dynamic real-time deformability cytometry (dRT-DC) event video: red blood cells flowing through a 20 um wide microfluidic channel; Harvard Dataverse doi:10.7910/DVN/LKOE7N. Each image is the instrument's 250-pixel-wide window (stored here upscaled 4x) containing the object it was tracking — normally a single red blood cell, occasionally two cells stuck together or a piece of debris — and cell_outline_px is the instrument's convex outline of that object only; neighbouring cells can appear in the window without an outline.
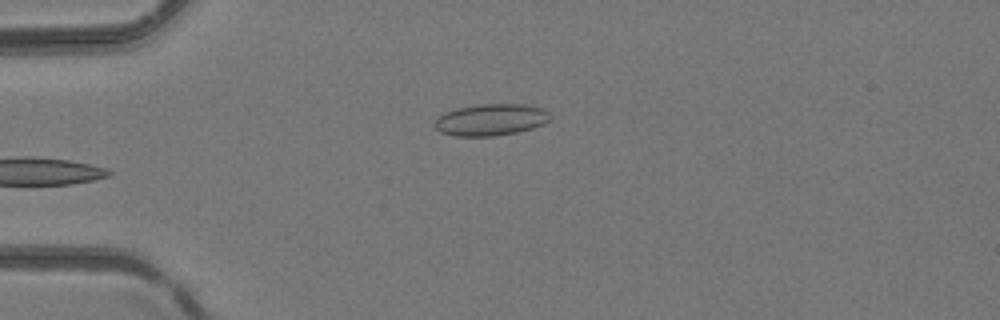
{"species": "common noctule bat (a hibernating species)", "species_latin": "Nyctalus noctula", "temperature_condition": "room temperature", "stored_images_in_passage": 4, "camera_frame_rate_fps": 3000, "um_per_image_px": 0.085, "animal": {"sex": "female", "body_mass_g": 24.6, "forearm_length_mm": 56.2}, "frame": {"image": 1, "passage_image": 4, "time_ms": 1.0, "image_size_px": [1000, 320], "cell_outline_px": [[548, 120], [544, 124], [532, 128], [516, 132], [496, 136], [452, 136], [440, 132], [436, 128], [436, 120], [444, 112], [456, 108], [476, 104], [524, 104], [544, 108], [548, 112]], "centroid_in_image_um": [41.71, 10.17], "position_along_channel_um": 43.3, "area_um2": 21.33}}